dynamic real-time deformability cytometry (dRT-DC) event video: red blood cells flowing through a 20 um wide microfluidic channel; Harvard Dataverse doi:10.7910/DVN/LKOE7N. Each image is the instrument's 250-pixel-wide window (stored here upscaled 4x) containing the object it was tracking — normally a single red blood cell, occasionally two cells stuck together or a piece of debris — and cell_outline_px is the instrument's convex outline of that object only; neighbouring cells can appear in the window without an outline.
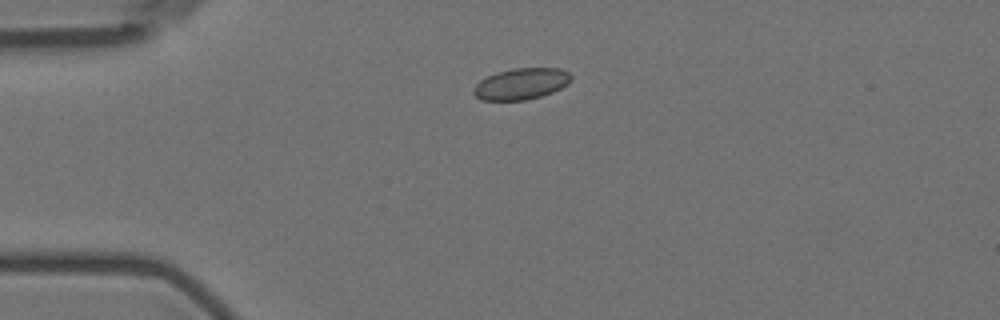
{"species": "Egyptian fruit bat (a non-hibernating species)", "species_latin": "Rousettus aegyptiacus", "temperature_condition": "room temperature", "stored_images_in_passage": 3, "camera_frame_rate_fps": 3000, "um_per_image_px": 0.085, "animal": {"sex": "female"}, "frame": {"image": 1, "passage_image": 1, "time_ms": 0.0, "image_size_px": [1000, 320], "cell_outline_px": [[572, 80], [568, 84], [552, 92], [540, 96], [524, 100], [480, 100], [472, 92], [476, 84], [480, 80], [496, 72], [512, 68], [560, 68], [568, 72], [572, 76]], "centroid_in_image_um": [44.3, 7.11], "position_along_channel_um": 40.7, "area_um2": 17.8}}
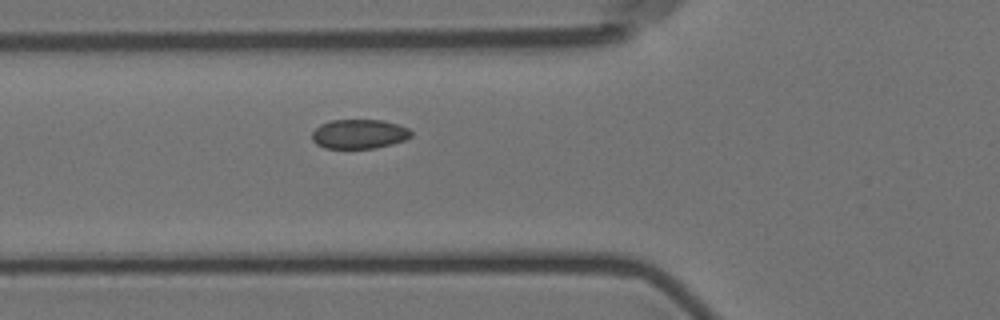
{"frame": {"image": 2, "passage_image": 3, "time_ms": 2.333, "image_size_px": [1000, 320], "cell_outline_px": [[412, 136], [404, 140], [392, 144], [376, 148], [324, 148], [316, 144], [312, 140], [312, 132], [320, 124], [328, 120], [380, 120], [396, 124], [408, 128], [412, 132]], "centroid_in_image_um": [30.5, 11.39], "position_along_channel_um": 95.3, "area_um2": 16.99}}